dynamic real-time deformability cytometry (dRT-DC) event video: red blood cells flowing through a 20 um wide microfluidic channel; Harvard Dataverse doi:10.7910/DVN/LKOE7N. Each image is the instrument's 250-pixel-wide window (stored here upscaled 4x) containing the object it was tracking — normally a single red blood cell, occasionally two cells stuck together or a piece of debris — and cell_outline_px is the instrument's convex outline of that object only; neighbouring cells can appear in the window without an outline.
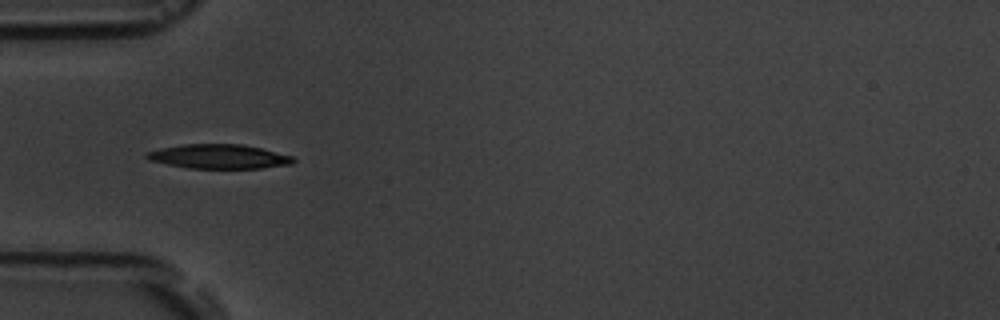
{"species": "common noctule bat (a hibernating species)", "species_latin": "Nyctalus noctula", "temperature_condition": "room temperature", "stored_images_in_passage": 12, "camera_frame_rate_fps": 3000, "um_per_image_px": 0.085, "animal": {"sex": "male", "body_mass_g": 19.5, "forearm_length_mm": 54.6}, "frame": {"image": 1, "passage_image": 3, "time_ms": 2.333, "image_size_px": [1000, 320], "cell_outline_px": [[296, 160], [292, 164], [264, 168], [188, 168], [148, 160], [144, 156], [144, 152], [160, 148], [184, 144], [240, 144], [260, 148], [292, 156]], "centroid_in_image_um": [18.57, 13.3], "position_along_channel_um": 66.4, "area_um2": 20.75}}
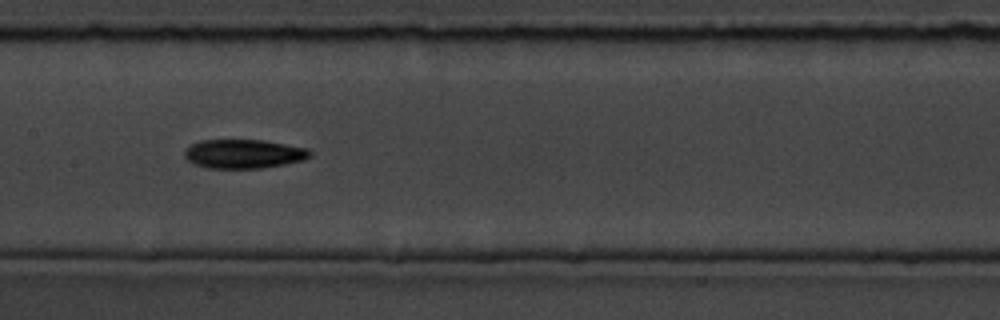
{"frame": {"image": 2, "passage_image": 6, "time_ms": 5.667, "image_size_px": [1000, 320], "cell_outline_px": [[312, 156], [304, 160], [284, 164], [260, 168], [208, 168], [192, 164], [184, 156], [184, 152], [192, 144], [200, 140], [264, 140], [308, 148], [312, 152]], "centroid_in_image_um": [20.73, 13.08], "position_along_channel_um": 186.7, "area_um2": 21.27}}
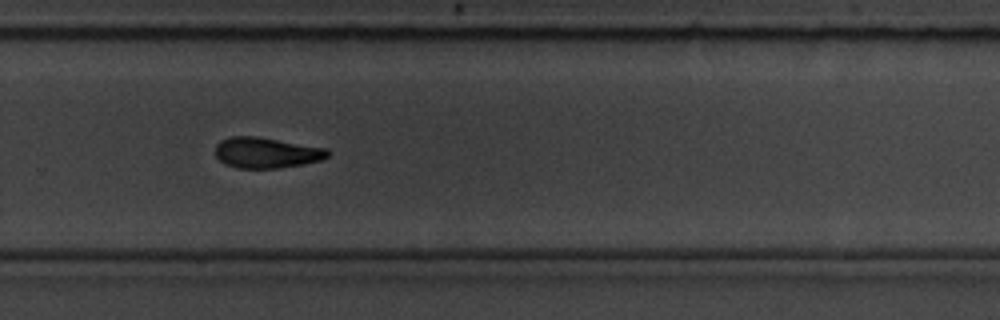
{"frame": {"image": 3, "passage_image": 9, "time_ms": 9.0, "image_size_px": [1000, 320], "cell_outline_px": [[332, 152], [328, 156], [320, 160], [304, 164], [276, 168], [236, 168], [224, 164], [216, 156], [216, 144], [220, 140], [232, 136], [256, 136], [328, 148]], "centroid_in_image_um": [22.65, 12.98], "position_along_channel_um": 307.1, "area_um2": 20.23}, "authors_computed_cell_mechanics": {"area_um2": 20.3745, "velocity_mm_per_s": 3.629, "shape_relaxation_time_tau1_ms": 6.182, "shape_relaxation_time_tau2_ms": 7.7412, "deformation_change_tau1": 0.1383, "deformation_change_tau2": 0.1574}}